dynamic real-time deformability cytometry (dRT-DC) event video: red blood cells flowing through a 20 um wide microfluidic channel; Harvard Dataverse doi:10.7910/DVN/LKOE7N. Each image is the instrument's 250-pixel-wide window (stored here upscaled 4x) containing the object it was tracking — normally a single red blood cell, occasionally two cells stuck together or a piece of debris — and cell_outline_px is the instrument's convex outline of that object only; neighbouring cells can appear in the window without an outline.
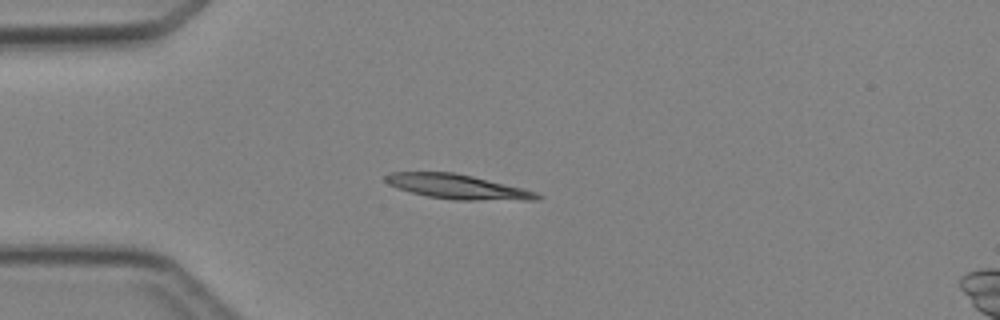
{"species": "Egyptian fruit bat (a non-hibernating species)", "species_latin": "Rousettus aegyptiacus", "temperature_condition": "cold", "stored_images_in_passage": 1, "camera_frame_rate_fps": 3000, "um_per_image_px": 0.085, "animal": {"sex": "female"}, "frame": {"image": 1, "passage_image": 1, "time_ms": 0.0, "image_size_px": [1000, 320], "cell_outline_px": [[544, 196], [536, 200], [452, 200], [428, 196], [412, 192], [388, 184], [384, 180], [384, 176], [388, 172], [452, 172], [472, 176], [524, 188], [536, 192]], "centroid_in_image_um": [38.91, 15.87], "position_along_channel_um": 46.1, "area_um2": 21.68}}